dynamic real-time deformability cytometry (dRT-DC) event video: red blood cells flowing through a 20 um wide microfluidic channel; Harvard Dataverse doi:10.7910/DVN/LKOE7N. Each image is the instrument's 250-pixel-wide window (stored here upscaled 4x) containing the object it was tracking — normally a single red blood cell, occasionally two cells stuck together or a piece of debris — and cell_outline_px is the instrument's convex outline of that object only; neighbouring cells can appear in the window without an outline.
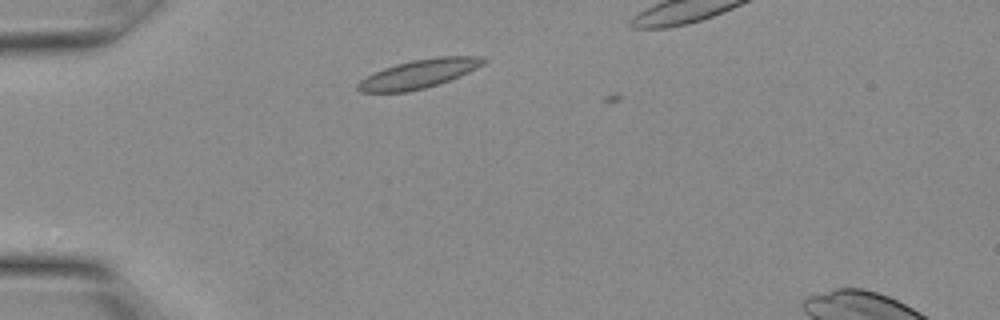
{"species": "Egyptian fruit bat (a non-hibernating species)", "species_latin": "Rousettus aegyptiacus", "temperature_condition": "warm", "stored_images_in_passage": 6, "camera_frame_rate_fps": 3000, "um_per_image_px": 0.085, "animal": {"sex": "female"}, "frame": {"image": 1, "passage_image": 3, "time_ms": 0.667, "image_size_px": [1000, 320], "cell_outline_px": [[488, 60], [484, 64], [460, 76], [424, 88], [408, 92], [360, 92], [356, 88], [356, 84], [360, 80], [384, 68], [396, 64], [412, 60], [436, 56], [480, 56]], "centroid_in_image_um": [35.61, 6.27], "position_along_channel_um": 49.4, "area_um2": 20.87}}